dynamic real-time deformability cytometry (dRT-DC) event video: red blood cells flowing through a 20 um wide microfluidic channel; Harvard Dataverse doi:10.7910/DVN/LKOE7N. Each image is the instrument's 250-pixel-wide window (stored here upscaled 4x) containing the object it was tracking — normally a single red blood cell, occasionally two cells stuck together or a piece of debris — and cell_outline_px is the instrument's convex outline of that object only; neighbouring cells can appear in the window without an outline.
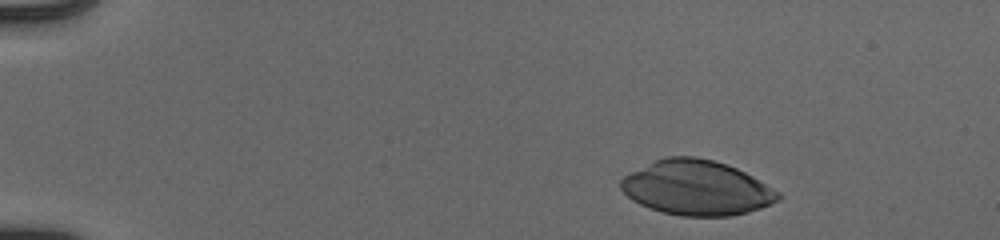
{"species": "human", "species_latin": "Homo sapiens", "temperature_condition": "cold", "stored_images_in_passage": 40, "camera_frame_rate_fps": 3000, "um_per_image_px": 0.085, "donor": {"sex": "male"}, "frame": {"image": 1, "passage_image": 1, "time_ms": 0.0, "image_size_px": [1000, 240], "cell_outline_px": [[780, 200], [760, 208], [748, 212], [732, 216], [680, 216], [648, 208], [632, 200], [620, 188], [620, 180], [624, 176], [656, 160], [668, 156], [696, 156], [712, 160], [736, 168], [752, 176], [780, 192]], "centroid_in_image_um": [59.22, 15.97], "position_along_channel_um": 25.8, "area_um2": 49.94}}
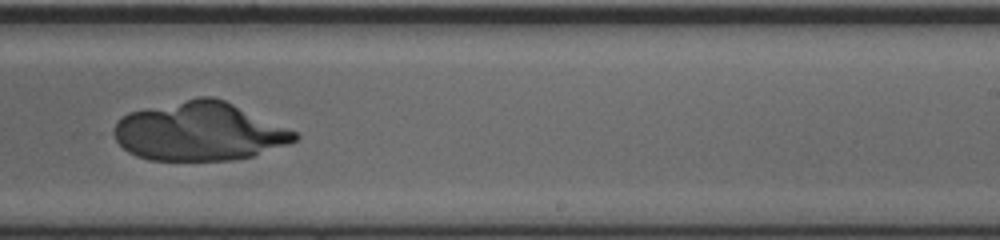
{"frame": {"image": 2, "passage_image": 28, "time_ms": 9.0, "image_size_px": [1000, 240], "cell_outline_px": [[300, 136], [296, 140], [288, 144], [252, 156], [232, 160], [148, 160], [136, 156], [128, 152], [116, 140], [112, 132], [112, 128], [116, 120], [128, 112], [200, 96], [212, 96], [224, 100], [296, 132]], "centroid_in_image_um": [16.89, 11.18], "position_along_channel_um": 272.1, "area_um2": 61.56}}
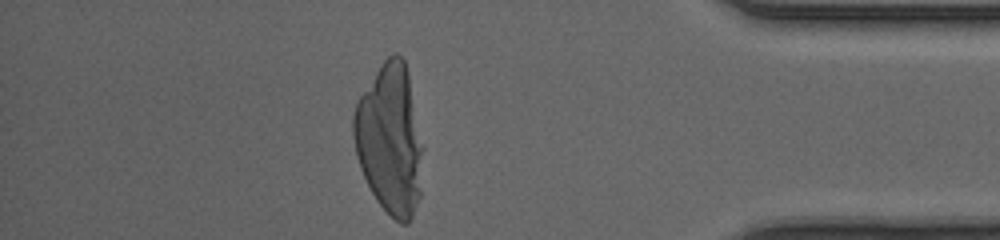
{"frame": {"image": 3, "passage_image": 40, "time_ms": 13.0, "image_size_px": [1000, 240], "cell_outline_px": [[424, 148], [420, 196], [412, 216], [408, 224], [400, 224], [376, 200], [360, 168], [356, 156], [352, 136], [352, 116], [356, 100], [384, 60], [388, 56], [396, 52], [404, 60], [408, 76]], "centroid_in_image_um": [33.14, 11.85], "position_along_channel_um": 402.1, "area_um2": 60.86}}